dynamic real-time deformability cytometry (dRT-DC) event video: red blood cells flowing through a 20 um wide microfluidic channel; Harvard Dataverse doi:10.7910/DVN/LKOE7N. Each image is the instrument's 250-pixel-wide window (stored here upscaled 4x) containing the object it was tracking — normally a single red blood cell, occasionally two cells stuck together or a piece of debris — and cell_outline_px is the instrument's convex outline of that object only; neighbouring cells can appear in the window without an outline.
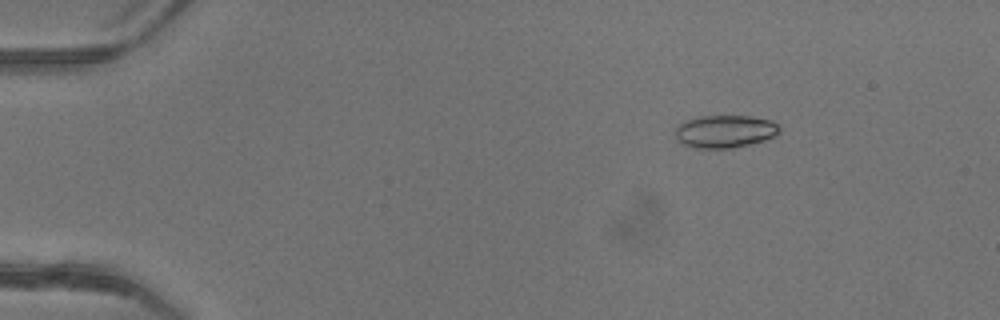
{"species": "common noctule bat (a hibernating species)", "species_latin": "Nyctalus noctula", "temperature_condition": "warm", "stored_images_in_passage": 47, "camera_frame_rate_fps": 3000, "um_per_image_px": 0.085, "animal": {"sex": "female"}, "frame": {"image": 1, "passage_image": 5, "time_ms": 1.333, "image_size_px": [1000, 320], "cell_outline_px": [[780, 132], [776, 136], [764, 140], [732, 148], [696, 148], [684, 144], [676, 136], [676, 124], [684, 120], [696, 116], [748, 116], [772, 120], [780, 124]], "centroid_in_image_um": [61.64, 11.15], "position_along_channel_um": 23.4, "area_um2": 20.0}}
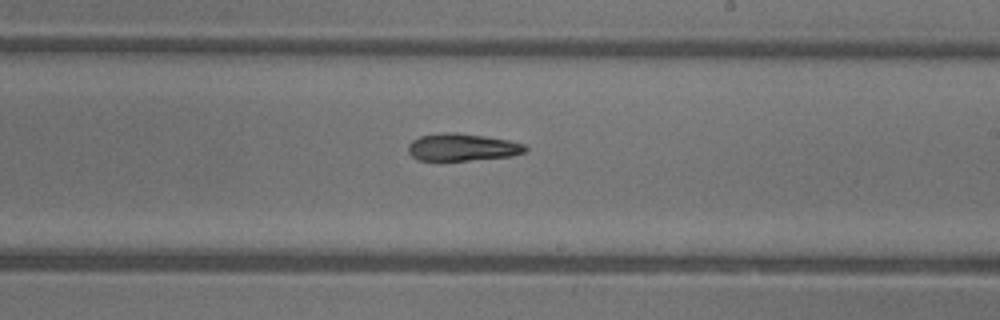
{"frame": {"image": 2, "passage_image": 28, "time_ms": 9.0, "image_size_px": [1000, 320], "cell_outline_px": [[528, 148], [524, 152], [512, 156], [468, 160], [416, 160], [408, 152], [408, 144], [412, 140], [420, 136], [440, 132], [456, 132], [484, 136], [508, 140], [524, 144]], "centroid_in_image_um": [39.26, 12.5], "position_along_channel_um": 249.7, "area_um2": 18.67}}
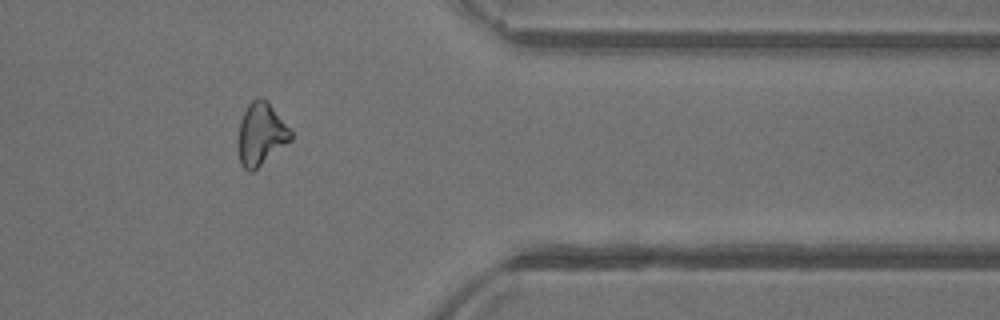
{"frame": {"image": 3, "passage_image": 39, "time_ms": 12.667, "image_size_px": [1000, 320], "cell_outline_px": [[292, 140], [252, 172], [248, 172], [240, 164], [236, 144], [240, 120], [248, 104], [256, 96], [260, 96], [268, 100], [292, 132]], "centroid_in_image_um": [22.15, 11.39], "position_along_channel_um": 389.2, "area_um2": 19.59}}